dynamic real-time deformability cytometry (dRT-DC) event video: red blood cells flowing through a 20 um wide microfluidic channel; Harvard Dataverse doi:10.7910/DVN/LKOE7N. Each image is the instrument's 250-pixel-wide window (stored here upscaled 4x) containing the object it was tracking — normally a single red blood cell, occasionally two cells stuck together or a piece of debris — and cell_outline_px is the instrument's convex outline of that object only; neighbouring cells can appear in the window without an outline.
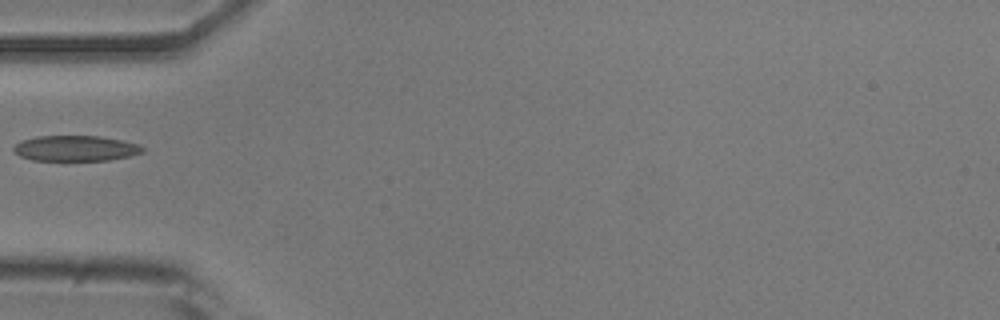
{"species": "common noctule bat (a hibernating species)", "species_latin": "Nyctalus noctula", "temperature_condition": "room temperature", "stored_images_in_passage": 20, "camera_frame_rate_fps": 3000, "um_per_image_px": 0.085, "animal": {"sex": "male", "body_mass_g": 20.5, "forearm_length_mm": 52.5}, "frame": {"image": 1, "passage_image": 1, "time_ms": 0.0, "image_size_px": [1000, 320], "cell_outline_px": [[144, 152], [128, 156], [108, 160], [32, 160], [20, 156], [12, 152], [12, 148], [20, 140], [36, 136], [100, 136], [140, 144], [144, 148]], "centroid_in_image_um": [6.38, 12.6], "position_along_channel_um": 78.6, "area_um2": 19.25}}
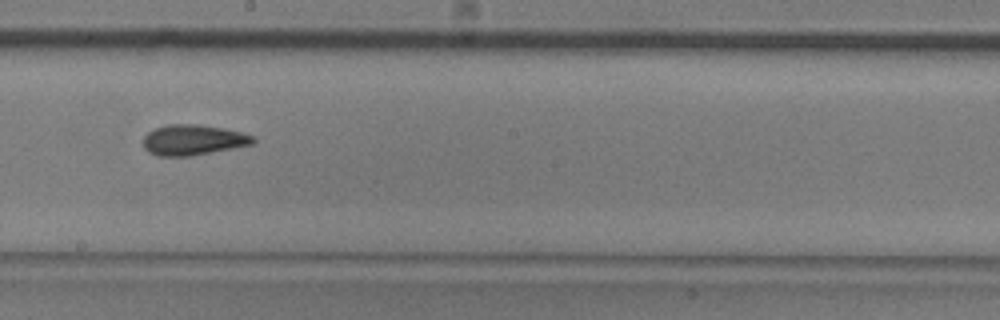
{"frame": {"image": 2, "passage_image": 13, "time_ms": 4.0, "image_size_px": [1000, 320], "cell_outline_px": [[256, 140], [252, 144], [232, 148], [188, 156], [160, 156], [148, 152], [144, 148], [144, 136], [148, 132], [156, 128], [168, 124], [196, 124], [224, 128], [256, 136]], "centroid_in_image_um": [16.41, 11.88], "position_along_channel_um": 231.8, "area_um2": 19.36}}
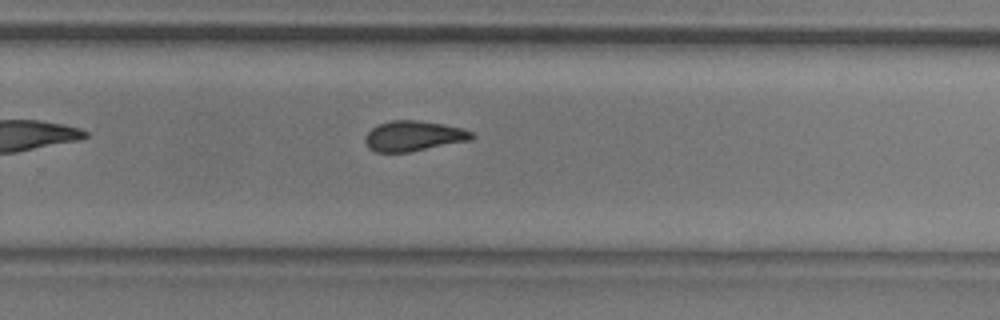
{"frame": {"image": 3, "passage_image": 18, "time_ms": 5.667, "image_size_px": [1000, 320], "cell_outline_px": [[476, 136], [472, 140], [408, 152], [376, 152], [368, 148], [364, 140], [364, 136], [372, 128], [380, 124], [392, 120], [416, 120], [444, 124], [460, 128], [472, 132]], "centroid_in_image_um": [35.15, 11.56], "position_along_channel_um": 294.6, "area_um2": 18.79}}